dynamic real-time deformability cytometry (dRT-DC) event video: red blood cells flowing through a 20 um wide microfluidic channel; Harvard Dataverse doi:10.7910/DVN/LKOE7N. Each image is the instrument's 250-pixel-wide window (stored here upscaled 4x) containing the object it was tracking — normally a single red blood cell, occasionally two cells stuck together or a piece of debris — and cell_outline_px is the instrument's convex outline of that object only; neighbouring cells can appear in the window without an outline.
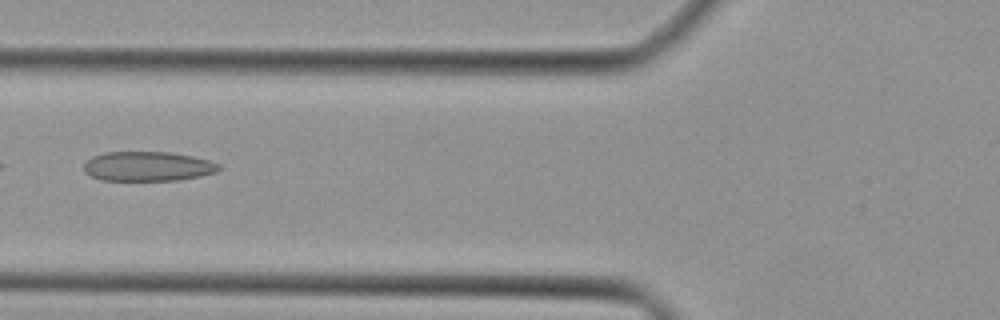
{"species": "Egyptian fruit bat (a non-hibernating species)", "species_latin": "Rousettus aegyptiacus", "temperature_condition": "cold", "stored_images_in_passage": 42, "camera_frame_rate_fps": 3000, "um_per_image_px": 0.085, "animal": {"sex": "female"}, "frame": {"image": 1, "passage_image": 17, "time_ms": 5.333, "image_size_px": [1000, 320], "cell_outline_px": [[220, 168], [216, 172], [200, 176], [176, 180], [100, 180], [84, 172], [84, 160], [92, 156], [104, 152], [168, 152], [192, 156], [208, 160], [220, 164]], "centroid_in_image_um": [12.52, 14.13], "position_along_channel_um": 113.3, "area_um2": 23.29}}
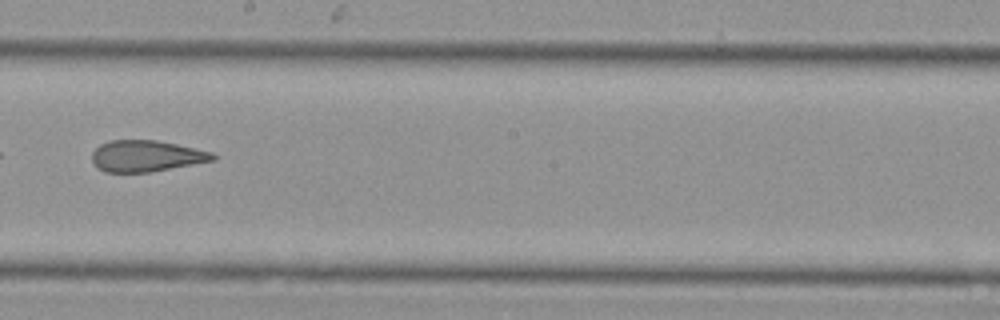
{"frame": {"image": 2, "passage_image": 25, "time_ms": 8.0, "image_size_px": [1000, 320], "cell_outline_px": [[216, 160], [148, 172], [104, 172], [96, 168], [92, 160], [92, 152], [100, 144], [108, 140], [156, 140], [176, 144], [212, 152], [216, 156]], "centroid_in_image_um": [12.39, 13.26], "position_along_channel_um": 235.8, "area_um2": 22.02}}
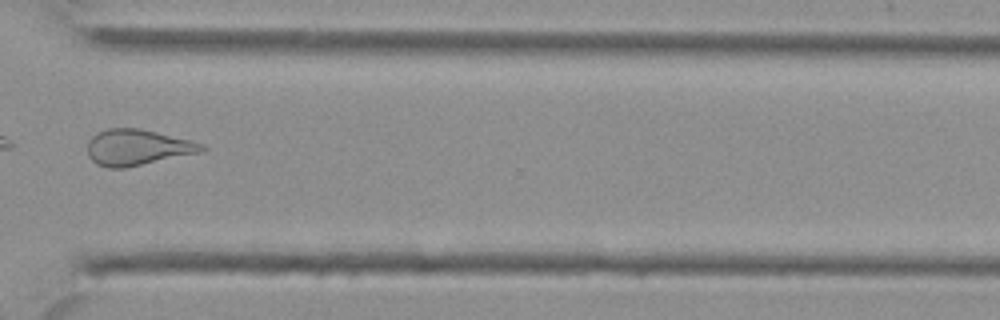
{"frame": {"image": 3, "passage_image": 33, "time_ms": 10.667, "image_size_px": [1000, 320], "cell_outline_px": [[208, 148], [204, 152], [124, 168], [108, 168], [96, 164], [88, 156], [88, 140], [92, 136], [108, 128], [140, 128], [192, 140], [204, 144]], "centroid_in_image_um": [11.73, 12.53], "position_along_channel_um": 358.9, "area_um2": 24.16}}